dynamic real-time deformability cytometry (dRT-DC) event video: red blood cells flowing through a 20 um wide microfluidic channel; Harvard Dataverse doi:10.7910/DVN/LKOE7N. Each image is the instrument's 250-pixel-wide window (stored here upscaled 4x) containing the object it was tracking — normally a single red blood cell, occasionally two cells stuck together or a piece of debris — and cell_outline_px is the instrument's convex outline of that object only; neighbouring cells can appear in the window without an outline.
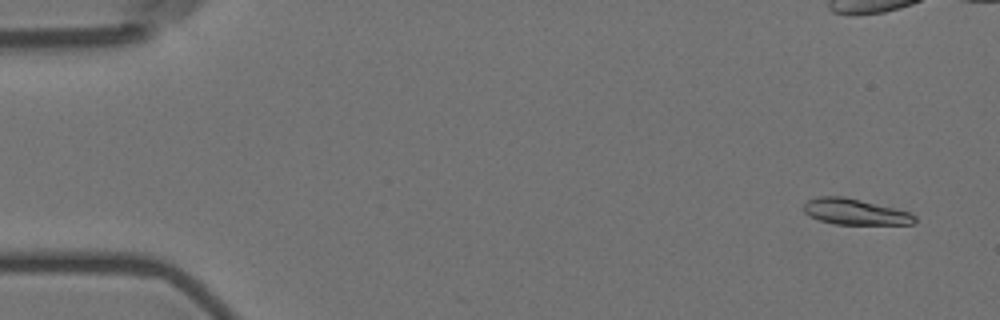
{"species": "Egyptian fruit bat (a non-hibernating species)", "species_latin": "Rousettus aegyptiacus", "temperature_condition": "room temperature", "stored_images_in_passage": 7, "camera_frame_rate_fps": 3000, "um_per_image_px": 0.085, "animal": {"sex": "female"}, "frame": {"image": 1, "passage_image": 2, "time_ms": 1.0, "image_size_px": [1000, 320], "cell_outline_px": [[916, 220], [912, 224], [836, 224], [820, 220], [804, 212], [804, 204], [808, 200], [816, 196], [844, 196], [912, 212], [916, 216]], "centroid_in_image_um": [72.7, 17.99], "position_along_channel_um": 12.3, "area_um2": 16.7}}